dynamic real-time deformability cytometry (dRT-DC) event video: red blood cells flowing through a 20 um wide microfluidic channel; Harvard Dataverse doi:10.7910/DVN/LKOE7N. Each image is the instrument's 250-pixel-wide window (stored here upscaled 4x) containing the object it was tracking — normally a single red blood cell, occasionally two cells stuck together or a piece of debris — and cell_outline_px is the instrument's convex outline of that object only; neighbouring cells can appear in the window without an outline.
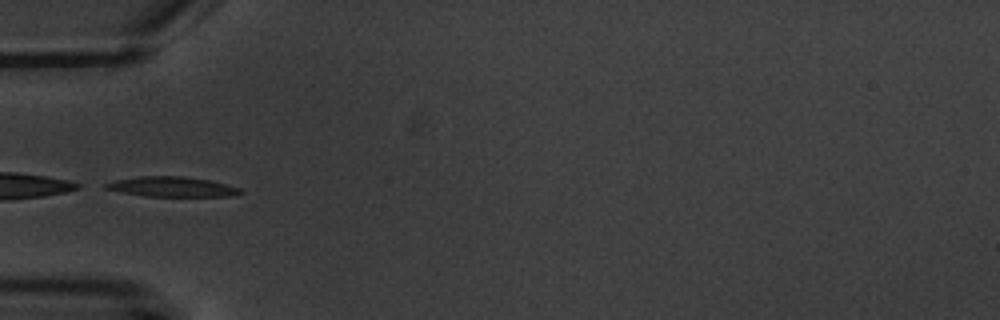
{"species": "common noctule bat (a hibernating species)", "species_latin": "Nyctalus noctula", "temperature_condition": "warm", "stored_images_in_passage": 7, "camera_frame_rate_fps": 3000, "um_per_image_px": 0.085, "animal": {"sex": "male", "body_mass_g": 20.1, "forearm_length_mm": 53.5}, "frame": {"image": 1, "passage_image": 6, "time_ms": 5.667, "image_size_px": [1000, 320], "cell_outline_px": [[244, 192], [236, 196], [148, 196], [124, 192], [104, 188], [104, 184], [116, 180], [140, 176], [184, 176], [208, 180], [240, 188]], "centroid_in_image_um": [14.66, 15.87], "position_along_channel_um": 70.3, "area_um2": 15.43}}